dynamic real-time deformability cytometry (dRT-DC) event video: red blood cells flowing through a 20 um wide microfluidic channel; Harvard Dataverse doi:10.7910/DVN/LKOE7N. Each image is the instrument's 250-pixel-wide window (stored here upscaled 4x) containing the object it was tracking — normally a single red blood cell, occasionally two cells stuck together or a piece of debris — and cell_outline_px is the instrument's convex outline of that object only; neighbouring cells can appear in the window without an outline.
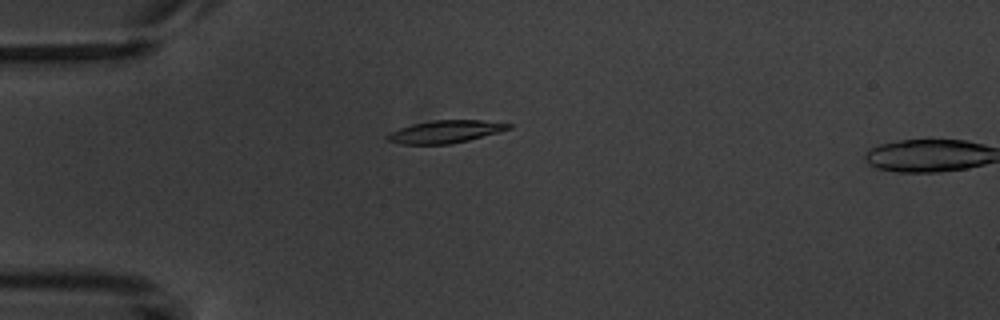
{"species": "common noctule bat (a hibernating species)", "species_latin": "Nyctalus noctula", "temperature_condition": "warm", "stored_images_in_passage": 6, "camera_frame_rate_fps": 3000, "um_per_image_px": 0.085, "animal": {"sex": "male", "body_mass_g": 20.1, "forearm_length_mm": 53.5}, "frame": {"image": 1, "passage_image": 4, "time_ms": 3.333, "image_size_px": [1000, 320], "cell_outline_px": [[512, 128], [500, 132], [452, 144], [400, 144], [388, 140], [384, 136], [400, 128], [412, 124], [432, 120], [480, 120], [512, 124]], "centroid_in_image_um": [37.86, 11.19], "position_along_channel_um": 47.1, "area_um2": 15.9}}